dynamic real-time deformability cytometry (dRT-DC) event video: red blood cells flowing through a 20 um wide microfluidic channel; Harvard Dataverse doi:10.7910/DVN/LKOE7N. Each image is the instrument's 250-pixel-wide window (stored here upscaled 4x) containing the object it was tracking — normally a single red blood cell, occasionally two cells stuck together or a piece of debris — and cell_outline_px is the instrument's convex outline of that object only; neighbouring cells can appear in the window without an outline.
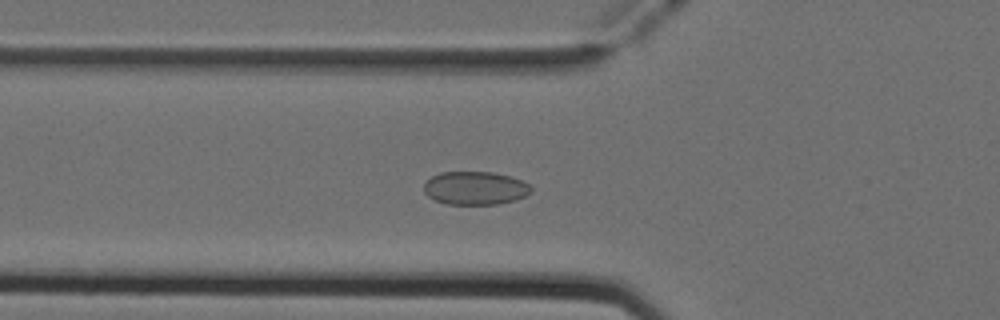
{"species": "Egyptian fruit bat (a non-hibernating species)", "species_latin": "Rousettus aegyptiacus", "temperature_condition": "cold", "stored_images_in_passage": 52, "camera_frame_rate_fps": 3000, "um_per_image_px": 0.085, "animal": {"sex": "female"}, "frame": {"image": 1, "passage_image": 19, "time_ms": 6.0, "image_size_px": [1000, 320], "cell_outline_px": [[532, 192], [516, 200], [500, 204], [448, 204], [436, 200], [428, 196], [424, 192], [424, 184], [432, 176], [440, 172], [492, 172], [508, 176], [520, 180], [528, 184], [532, 188]], "centroid_in_image_um": [40.39, 15.99], "position_along_channel_um": 85.4, "area_um2": 20.69}}
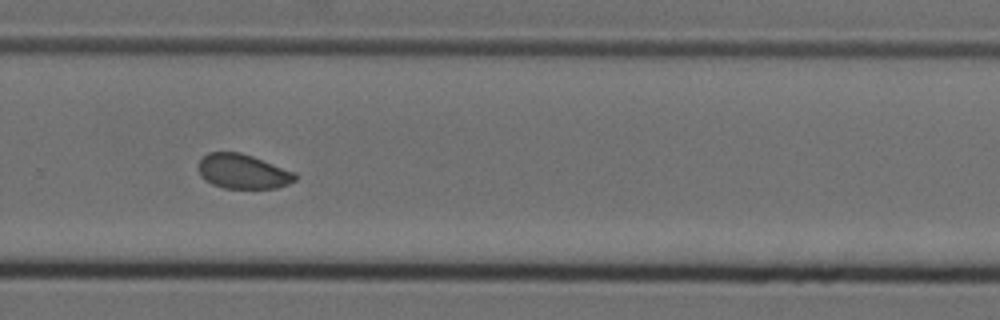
{"frame": {"image": 2, "passage_image": 36, "time_ms": 11.667, "image_size_px": [1000, 320], "cell_outline_px": [[296, 180], [288, 184], [276, 188], [224, 188], [212, 184], [204, 180], [200, 176], [196, 168], [200, 160], [208, 152], [240, 152], [252, 156], [296, 172]], "centroid_in_image_um": [20.61, 14.57], "position_along_channel_um": 309.2, "area_um2": 19.65}}
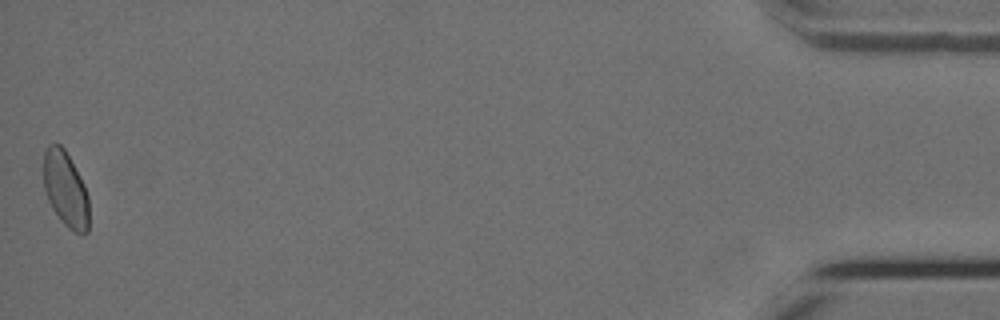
{"frame": {"image": 3, "passage_image": 52, "time_ms": 17.0, "image_size_px": [1000, 320], "cell_outline_px": [[88, 232], [84, 236], [68, 228], [60, 220], [52, 208], [48, 200], [44, 188], [44, 152], [48, 144], [60, 144], [64, 148], [84, 184], [88, 196]], "centroid_in_image_um": [5.57, 16.1], "position_along_channel_um": 429.6, "area_um2": 19.94}, "authors_computed_cell_mechanics": {"area_um2": 20.23, "velocity_mm_per_s": 3.9536, "shape_relaxation_time_tau1_ms": null, "shape_relaxation_time_tau2_ms": 2.9399, "deformation_change_tau1": null, "deformation_change_tau2": 0.0461}}